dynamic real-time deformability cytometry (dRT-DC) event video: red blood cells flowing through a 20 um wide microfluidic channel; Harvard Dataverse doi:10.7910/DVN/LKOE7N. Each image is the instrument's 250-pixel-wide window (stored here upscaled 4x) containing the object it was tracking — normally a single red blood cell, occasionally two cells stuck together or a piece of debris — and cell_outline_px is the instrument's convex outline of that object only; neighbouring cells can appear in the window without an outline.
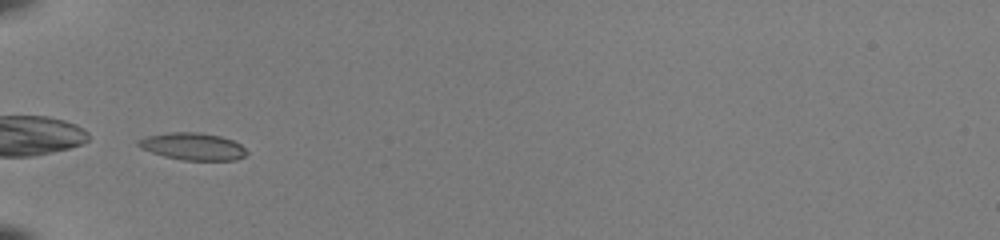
{"species": "common noctule bat (a hibernating species)", "species_latin": "Nyctalus noctula", "temperature_condition": "room temperature", "stored_images_in_passage": 31, "camera_frame_rate_fps": 3000, "um_per_image_px": 0.085, "animal": {"sex": "female", "body_mass_g": 22.0, "forearm_length_mm": 56.7}, "frame": {"image": 1, "passage_image": 1, "time_ms": 0.0, "image_size_px": [1000, 240], "cell_outline_px": [[248, 152], [244, 156], [236, 160], [180, 160], [164, 156], [140, 148], [136, 144], [136, 140], [148, 136], [168, 132], [196, 132], [220, 136], [232, 140], [240, 144]], "centroid_in_image_um": [16.36, 12.45], "position_along_channel_um": 68.6, "area_um2": 17.17}}
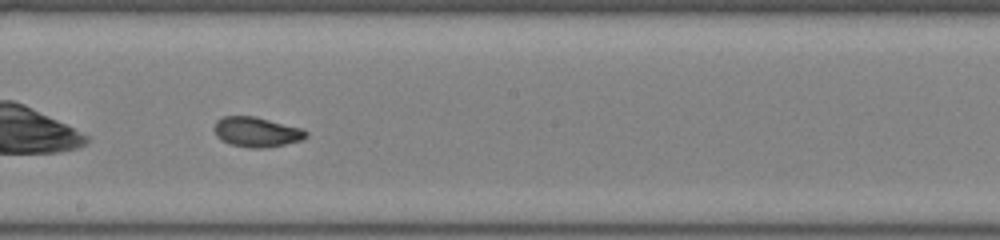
{"frame": {"image": 2, "passage_image": 13, "time_ms": 4.0, "image_size_px": [1000, 240], "cell_outline_px": [[308, 136], [304, 140], [268, 148], [248, 148], [232, 144], [220, 140], [216, 136], [216, 120], [224, 116], [256, 116], [300, 128], [308, 132]], "centroid_in_image_um": [21.85, 11.23], "position_along_channel_um": 226.4, "area_um2": 16.07}}
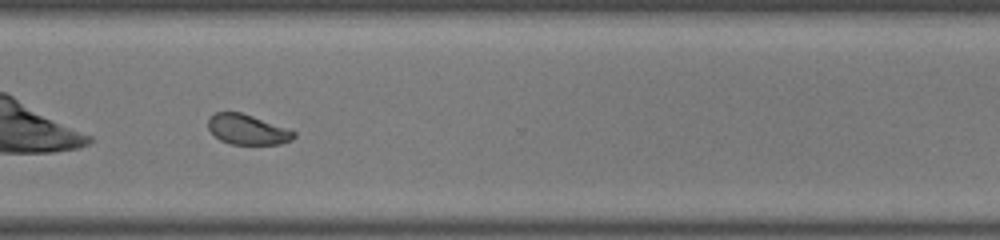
{"frame": {"image": 3, "passage_image": 22, "time_ms": 7.0, "image_size_px": [1000, 240], "cell_outline_px": [[296, 136], [292, 140], [280, 144], [232, 144], [220, 140], [208, 128], [208, 120], [216, 112], [240, 112], [252, 116], [296, 132]], "centroid_in_image_um": [21.03, 11.02], "position_along_channel_um": 349.6, "area_um2": 14.74}, "authors_computed_cell_mechanics": {"area_um2": 16.184, "velocity_mm_per_s": 4.0937, "shape_relaxation_time_tau1_ms": 2.7975, "shape_relaxation_time_tau2_ms": 1.3363, "deformation_change_tau1": 0.0972, "deformation_change_tau2": 0.0682}}